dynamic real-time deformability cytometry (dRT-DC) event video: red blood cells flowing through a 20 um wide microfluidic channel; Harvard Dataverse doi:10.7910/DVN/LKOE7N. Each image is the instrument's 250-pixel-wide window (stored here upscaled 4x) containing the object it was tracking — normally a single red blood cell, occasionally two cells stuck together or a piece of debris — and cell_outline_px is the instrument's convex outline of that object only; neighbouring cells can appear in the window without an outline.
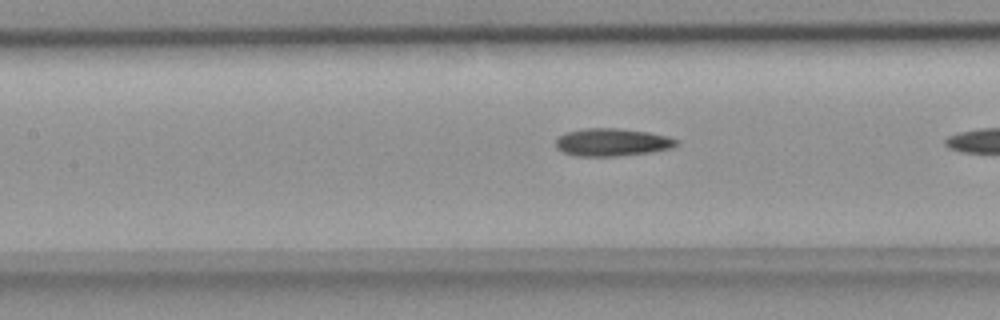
{"species": "common noctule bat (a hibernating species)", "species_latin": "Nyctalus noctula", "temperature_condition": "room temperature", "stored_images_in_passage": 38, "camera_frame_rate_fps": 3000, "um_per_image_px": 0.085, "animal": {"sex": "female", "body_mass_g": 18.4}, "frame": {"image": 1, "passage_image": 20, "time_ms": 6.333, "image_size_px": [1000, 320], "cell_outline_px": [[680, 144], [672, 148], [652, 152], [620, 156], [576, 156], [564, 152], [556, 148], [556, 140], [560, 136], [568, 132], [584, 128], [616, 128], [648, 132], [668, 136], [680, 140]], "centroid_in_image_um": [52.09, 12.1], "position_along_channel_um": 155.3, "area_um2": 19.59}}
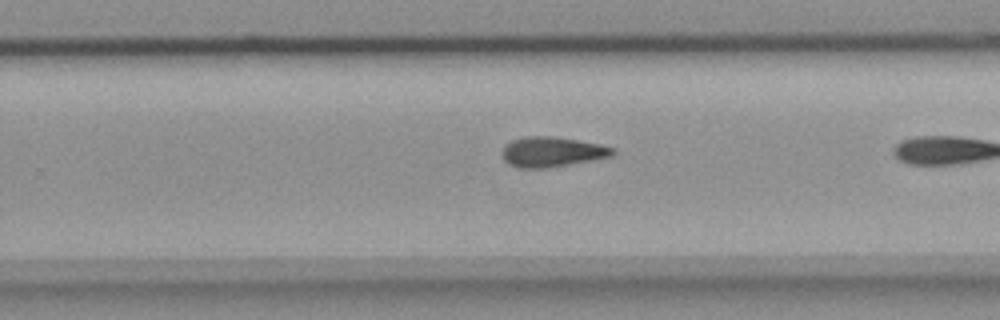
{"frame": {"image": 2, "passage_image": 30, "time_ms": 9.667, "image_size_px": [1000, 320], "cell_outline_px": [[616, 152], [612, 156], [592, 160], [548, 168], [520, 168], [504, 160], [500, 152], [504, 144], [512, 140], [524, 136], [556, 136], [600, 144], [616, 148]], "centroid_in_image_um": [46.91, 12.89], "position_along_channel_um": 282.9, "area_um2": 19.59}}
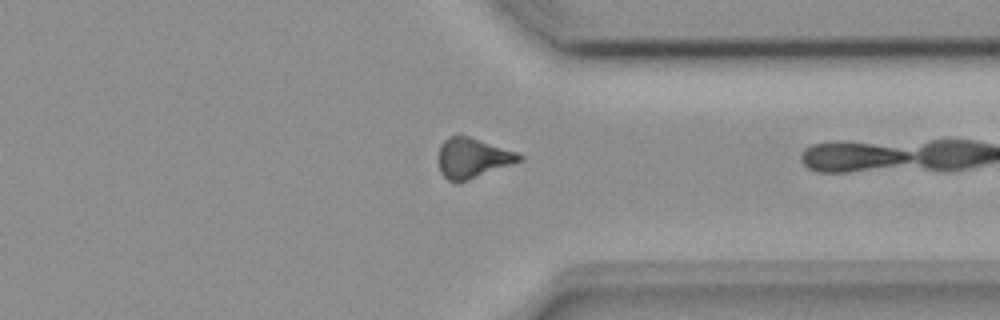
{"frame": {"image": 3, "passage_image": 37, "time_ms": 12.0, "image_size_px": [1000, 320], "cell_outline_px": [[524, 160], [460, 184], [456, 184], [448, 180], [440, 172], [436, 160], [440, 144], [448, 136], [468, 136], [516, 152], [524, 156]], "centroid_in_image_um": [40.13, 13.47], "position_along_channel_um": 371.3, "area_um2": 19.36}}